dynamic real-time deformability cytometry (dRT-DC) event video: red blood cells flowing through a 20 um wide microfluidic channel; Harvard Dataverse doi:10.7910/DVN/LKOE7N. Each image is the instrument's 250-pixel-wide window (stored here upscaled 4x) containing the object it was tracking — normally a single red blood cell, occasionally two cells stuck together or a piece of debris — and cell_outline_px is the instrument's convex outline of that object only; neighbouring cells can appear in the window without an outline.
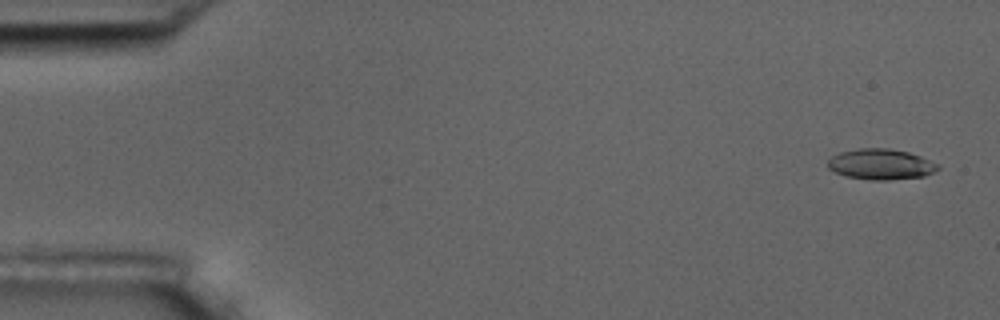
{"species": "common noctule bat (a hibernating species)", "species_latin": "Nyctalus noctula", "temperature_condition": "room temperature", "stored_images_in_passage": 6, "camera_frame_rate_fps": 3000, "um_per_image_px": 0.085, "animal": {"sex": "male", "body_mass_g": 17.5, "forearm_length_mm": 52.3}, "frame": {"image": 1, "passage_image": 1, "time_ms": 0.0, "image_size_px": [1000, 320], "cell_outline_px": [[940, 168], [924, 176], [888, 180], [872, 180], [844, 176], [828, 168], [828, 160], [832, 156], [840, 152], [856, 148], [888, 148], [908, 152], [920, 156], [940, 164]], "centroid_in_image_um": [74.87, 13.96], "position_along_channel_um": 10.1, "area_um2": 19.71}}